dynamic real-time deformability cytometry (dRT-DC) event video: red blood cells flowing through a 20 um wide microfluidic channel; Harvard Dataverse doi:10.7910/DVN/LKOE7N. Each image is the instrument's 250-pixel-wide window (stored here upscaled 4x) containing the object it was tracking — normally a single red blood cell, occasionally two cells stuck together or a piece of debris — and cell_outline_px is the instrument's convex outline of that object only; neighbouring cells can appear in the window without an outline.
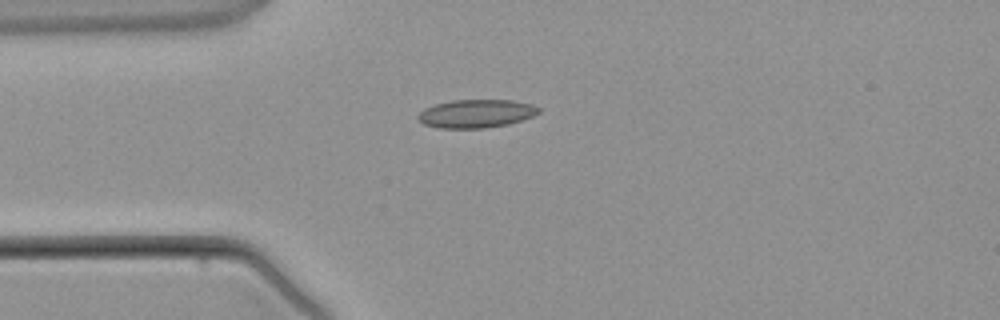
{"species": "common noctule bat (a hibernating species)", "species_latin": "Nyctalus noctula", "temperature_condition": "warm", "stored_images_in_passage": 1, "camera_frame_rate_fps": 3000, "um_per_image_px": 0.085, "animal": {"sex": "male", "body_mass_g": 21.5, "forearm_length_mm": 52.0}, "frame": {"image": 1, "passage_image": 1, "time_ms": 0.0, "image_size_px": [1000, 320], "cell_outline_px": [[540, 112], [532, 116], [508, 124], [484, 128], [440, 128], [424, 124], [416, 116], [424, 108], [436, 104], [452, 100], [512, 100], [532, 104], [540, 108]], "centroid_in_image_um": [40.47, 9.65], "position_along_channel_um": 44.5, "area_um2": 19.77}}